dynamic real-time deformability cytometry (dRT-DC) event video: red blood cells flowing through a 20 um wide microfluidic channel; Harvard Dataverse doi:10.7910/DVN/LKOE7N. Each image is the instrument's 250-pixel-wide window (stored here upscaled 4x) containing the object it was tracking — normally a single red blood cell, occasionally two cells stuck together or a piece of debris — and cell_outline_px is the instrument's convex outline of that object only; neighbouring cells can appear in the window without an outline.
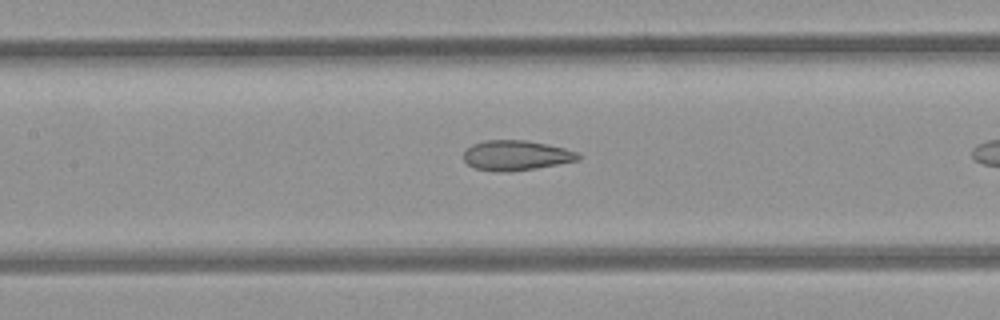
{"species": "common noctule bat (a hibernating species)", "species_latin": "Nyctalus noctula", "temperature_condition": "room temperature", "stored_images_in_passage": 11, "camera_frame_rate_fps": 3000, "um_per_image_px": 0.085, "animal": {"sex": "female", "body_mass_g": 21.9}, "frame": {"image": 1, "passage_image": 10, "time_ms": 3.0, "image_size_px": [1000, 320], "cell_outline_px": [[580, 160], [536, 168], [504, 172], [476, 168], [468, 164], [464, 160], [464, 152], [472, 144], [484, 140], [524, 140], [548, 144], [564, 148], [576, 152], [580, 156]], "centroid_in_image_um": [43.87, 13.2], "position_along_channel_um": 163.5, "area_um2": 19.83}}